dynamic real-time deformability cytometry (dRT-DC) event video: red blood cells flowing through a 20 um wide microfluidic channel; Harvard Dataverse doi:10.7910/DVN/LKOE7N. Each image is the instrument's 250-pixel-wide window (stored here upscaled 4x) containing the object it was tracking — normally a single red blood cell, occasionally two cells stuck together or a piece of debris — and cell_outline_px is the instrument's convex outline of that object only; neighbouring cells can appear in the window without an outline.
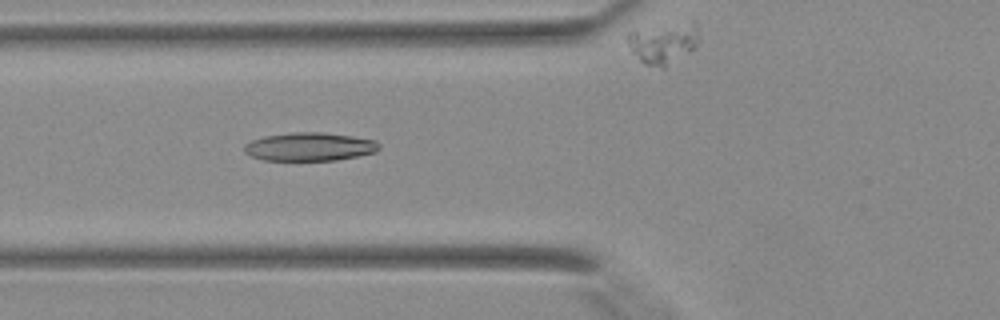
{"species": "Egyptian fruit bat (a non-hibernating species)", "species_latin": "Rousettus aegyptiacus", "temperature_condition": "warm", "stored_images_in_passage": 39, "camera_frame_rate_fps": 3000, "um_per_image_px": 0.085, "animal": {"sex": "female"}, "frame": {"image": 1, "passage_image": 13, "time_ms": 4.0, "image_size_px": [1000, 320], "cell_outline_px": [[380, 148], [376, 152], [336, 160], [264, 160], [252, 156], [244, 152], [244, 144], [252, 140], [264, 136], [292, 132], [324, 132], [352, 136], [376, 140], [380, 144]], "centroid_in_image_um": [26.32, 12.46], "position_along_channel_um": 99.5, "area_um2": 22.31}}
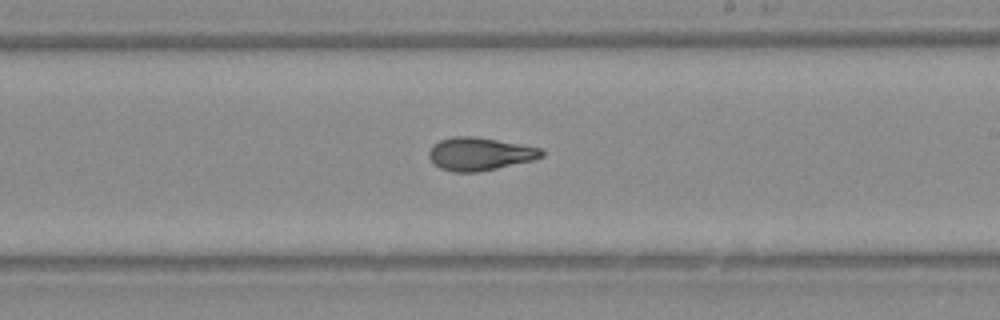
{"frame": {"image": 2, "passage_image": 22, "time_ms": 7.0, "image_size_px": [1000, 320], "cell_outline_px": [[544, 156], [532, 160], [496, 168], [476, 172], [452, 172], [440, 168], [428, 156], [428, 152], [432, 144], [440, 140], [452, 136], [476, 136], [540, 148], [544, 152]], "centroid_in_image_um": [40.74, 13.07], "position_along_channel_um": 248.3, "area_um2": 21.5}}
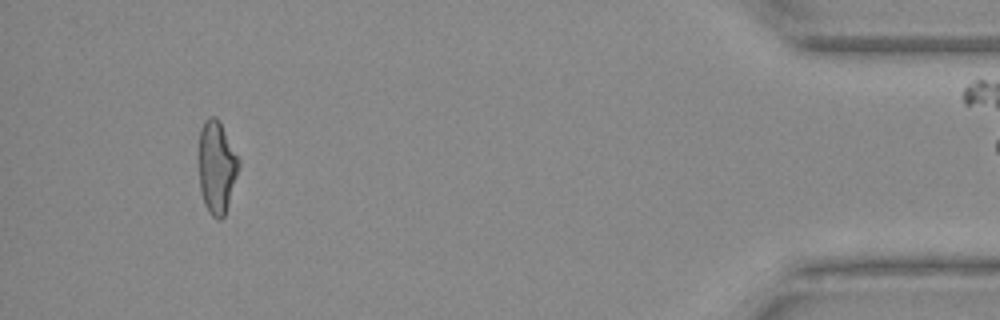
{"frame": {"image": 3, "passage_image": 36, "time_ms": 11.667, "image_size_px": [1000, 320], "cell_outline_px": [[240, 164], [224, 216], [220, 220], [212, 216], [208, 212], [204, 204], [200, 192], [200, 128], [204, 120], [208, 116], [216, 116], [220, 120], [240, 160]], "centroid_in_image_um": [18.42, 14.17], "position_along_channel_um": 416.8, "area_um2": 21.44}}